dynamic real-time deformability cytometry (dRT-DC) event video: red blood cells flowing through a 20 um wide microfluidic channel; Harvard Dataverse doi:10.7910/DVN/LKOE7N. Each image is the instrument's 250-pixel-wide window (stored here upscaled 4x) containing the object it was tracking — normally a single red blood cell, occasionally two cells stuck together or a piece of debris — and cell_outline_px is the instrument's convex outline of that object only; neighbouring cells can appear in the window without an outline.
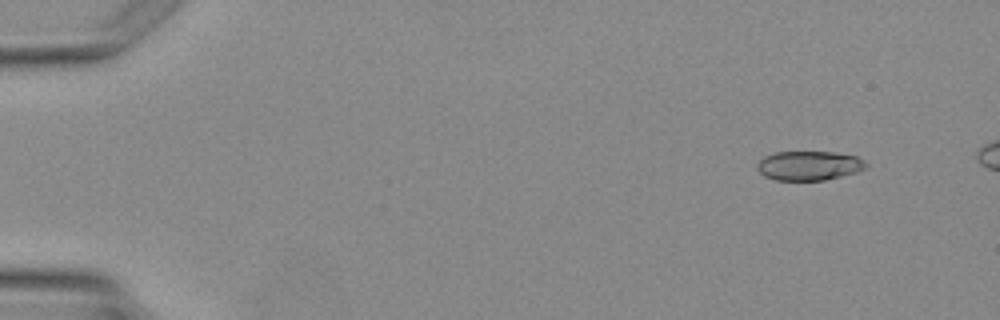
{"species": "Egyptian fruit bat (a non-hibernating species)", "species_latin": "Rousettus aegyptiacus", "temperature_condition": "warm", "stored_images_in_passage": 4, "camera_frame_rate_fps": 3000, "um_per_image_px": 0.085, "animal": {"sex": "female"}, "frame": {"image": 1, "passage_image": 1, "time_ms": 0.0, "image_size_px": [1000, 320], "cell_outline_px": [[868, 164], [864, 168], [856, 172], [824, 180], [776, 180], [764, 176], [756, 168], [756, 164], [764, 156], [776, 152], [836, 152], [856, 156], [864, 160]], "centroid_in_image_um": [68.75, 14.07], "position_along_channel_um": 16.3, "area_um2": 18.55}}